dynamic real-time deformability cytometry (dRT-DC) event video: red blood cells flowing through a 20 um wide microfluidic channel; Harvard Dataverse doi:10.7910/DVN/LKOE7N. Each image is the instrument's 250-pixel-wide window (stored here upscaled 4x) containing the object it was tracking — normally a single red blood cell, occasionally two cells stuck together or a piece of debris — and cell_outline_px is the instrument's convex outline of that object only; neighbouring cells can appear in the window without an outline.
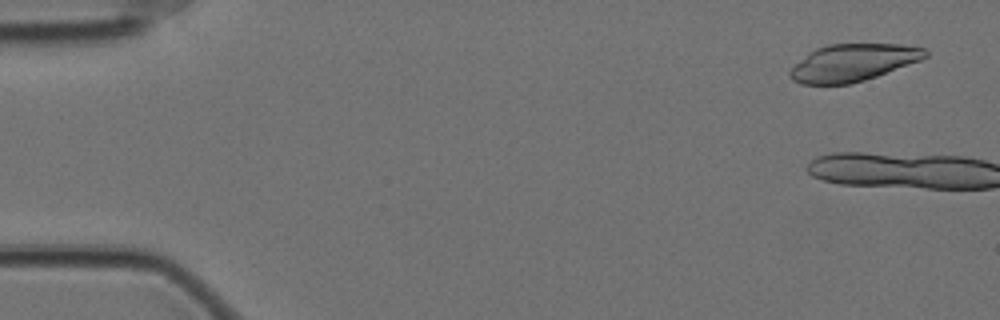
{"species": "Egyptian fruit bat (a non-hibernating species)", "species_latin": "Rousettus aegyptiacus", "temperature_condition": "cold", "stored_images_in_passage": 6, "camera_frame_rate_fps": 3000, "um_per_image_px": 0.085, "animal": {"sex": "female"}, "frame": {"image": 1, "passage_image": 3, "time_ms": 0.667, "image_size_px": [1000, 320], "cell_outline_px": [[928, 56], [920, 60], [876, 76], [852, 84], [800, 84], [792, 80], [788, 76], [788, 72], [796, 64], [816, 48], [828, 44], [900, 44], [924, 48], [928, 52]], "centroid_in_image_um": [72.5, 5.33], "position_along_channel_um": 12.5, "area_um2": 29.07}}